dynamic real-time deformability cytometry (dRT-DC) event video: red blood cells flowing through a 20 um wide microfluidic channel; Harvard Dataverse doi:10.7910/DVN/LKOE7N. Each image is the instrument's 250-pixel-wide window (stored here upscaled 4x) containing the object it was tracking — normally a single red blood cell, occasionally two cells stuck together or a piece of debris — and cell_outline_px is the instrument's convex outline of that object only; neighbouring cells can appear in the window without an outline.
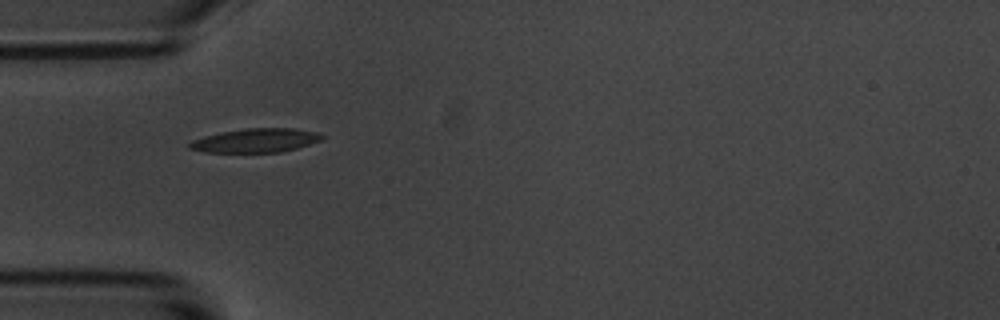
{"species": "common noctule bat (a hibernating species)", "species_latin": "Nyctalus noctula", "temperature_condition": "room temperature", "stored_images_in_passage": 4, "camera_frame_rate_fps": 3000, "um_per_image_px": 0.085, "animal": {"sex": "male", "body_mass_g": 20.1, "forearm_length_mm": 53.5}, "frame": {"image": 1, "passage_image": 1, "time_ms": 0.0, "image_size_px": [1000, 320], "cell_outline_px": [[324, 140], [296, 148], [280, 152], [204, 152], [188, 148], [188, 144], [192, 140], [204, 136], [220, 132], [244, 128], [296, 128], [320, 132], [324, 136]], "centroid_in_image_um": [21.77, 11.93], "position_along_channel_um": 63.2, "area_um2": 18.67}}
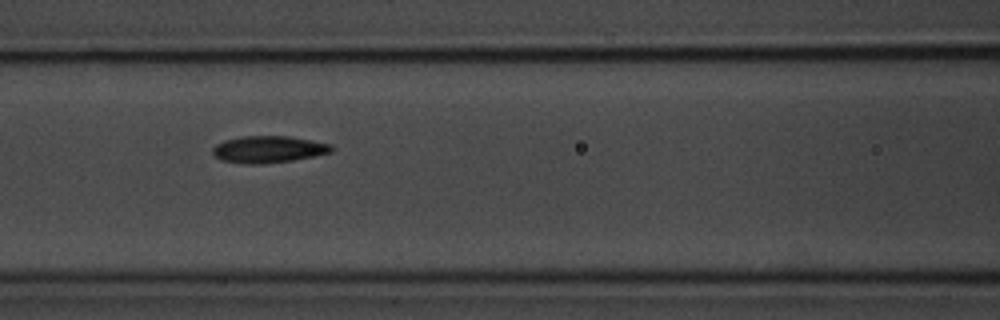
{"frame": {"image": 2, "passage_image": 3, "time_ms": 2.333, "image_size_px": [1000, 320], "cell_outline_px": [[336, 148], [332, 152], [292, 160], [260, 164], [248, 164], [220, 160], [212, 152], [212, 148], [216, 144], [224, 140], [240, 136], [288, 136], [312, 140], [332, 144]], "centroid_in_image_um": [22.83, 12.68], "position_along_channel_um": 143.8, "area_um2": 18.67}}
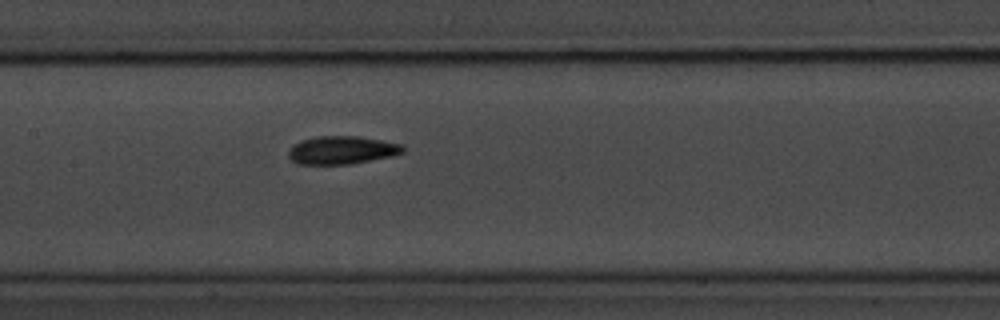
{"frame": {"image": 3, "passage_image": 4, "time_ms": 3.333, "image_size_px": [1000, 320], "cell_outline_px": [[404, 152], [392, 156], [352, 164], [300, 164], [292, 160], [288, 156], [288, 152], [292, 144], [300, 140], [316, 136], [356, 136], [404, 144]], "centroid_in_image_um": [29.05, 12.75], "position_along_channel_um": 178.3, "area_um2": 18.84}}